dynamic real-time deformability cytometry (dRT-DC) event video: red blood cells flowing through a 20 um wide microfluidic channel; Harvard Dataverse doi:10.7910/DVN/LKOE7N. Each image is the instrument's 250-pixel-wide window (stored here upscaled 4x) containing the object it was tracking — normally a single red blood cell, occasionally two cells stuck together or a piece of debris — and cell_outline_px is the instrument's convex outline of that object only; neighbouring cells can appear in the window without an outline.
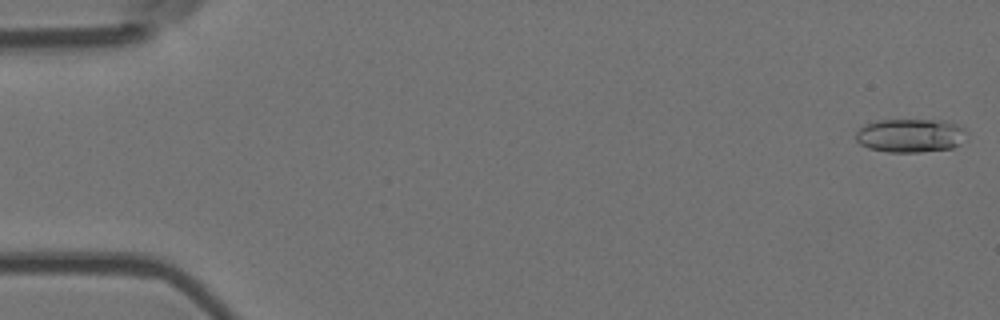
{"species": "Egyptian fruit bat (a non-hibernating species)", "species_latin": "Rousettus aegyptiacus", "temperature_condition": "room temperature", "stored_images_in_passage": 24, "camera_frame_rate_fps": 3000, "um_per_image_px": 0.085, "animal": {"sex": "female"}, "frame": {"image": 1, "passage_image": 1, "time_ms": 0.0, "image_size_px": [1000, 320], "cell_outline_px": [[968, 132], [960, 144], [952, 148], [920, 152], [888, 152], [868, 148], [860, 144], [856, 140], [856, 132], [864, 124], [876, 120], [944, 120], [956, 124], [964, 128]], "centroid_in_image_um": [77.38, 11.51], "position_along_channel_um": 7.6, "area_um2": 21.91}}
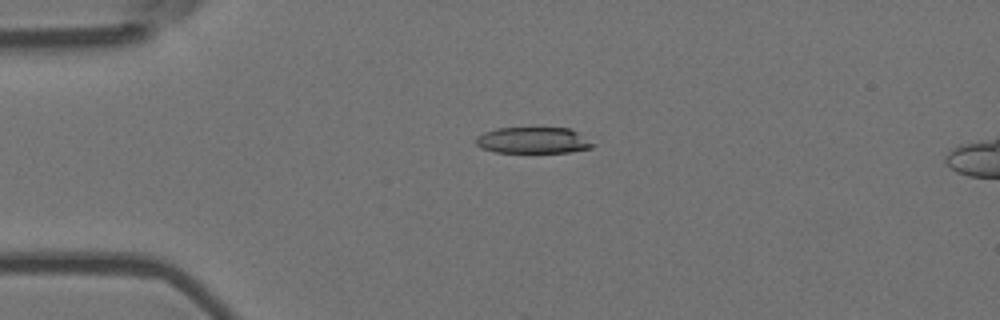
{"frame": {"image": 2, "passage_image": 13, "time_ms": 4.0, "image_size_px": [1000, 320], "cell_outline_px": [[596, 144], [592, 148], [568, 152], [496, 152], [480, 148], [476, 144], [476, 136], [484, 132], [496, 128], [568, 128], [576, 132]], "centroid_in_image_um": [45.29, 11.93], "position_along_channel_um": 39.7, "area_um2": 17.8}}
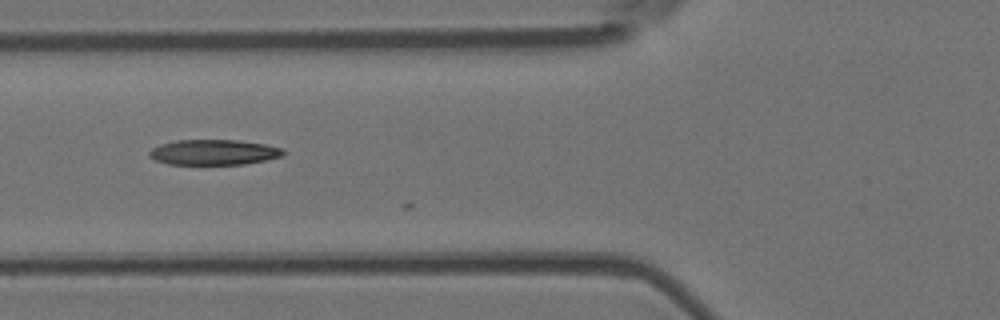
{"frame": {"image": 3, "passage_image": 21, "time_ms": 6.667, "image_size_px": [1000, 320], "cell_outline_px": [[284, 156], [244, 164], [168, 164], [156, 160], [148, 156], [148, 152], [152, 148], [160, 144], [176, 140], [240, 140], [264, 144], [280, 148], [284, 152]], "centroid_in_image_um": [18.14, 12.94], "position_along_channel_um": 107.7, "area_um2": 19.71}}